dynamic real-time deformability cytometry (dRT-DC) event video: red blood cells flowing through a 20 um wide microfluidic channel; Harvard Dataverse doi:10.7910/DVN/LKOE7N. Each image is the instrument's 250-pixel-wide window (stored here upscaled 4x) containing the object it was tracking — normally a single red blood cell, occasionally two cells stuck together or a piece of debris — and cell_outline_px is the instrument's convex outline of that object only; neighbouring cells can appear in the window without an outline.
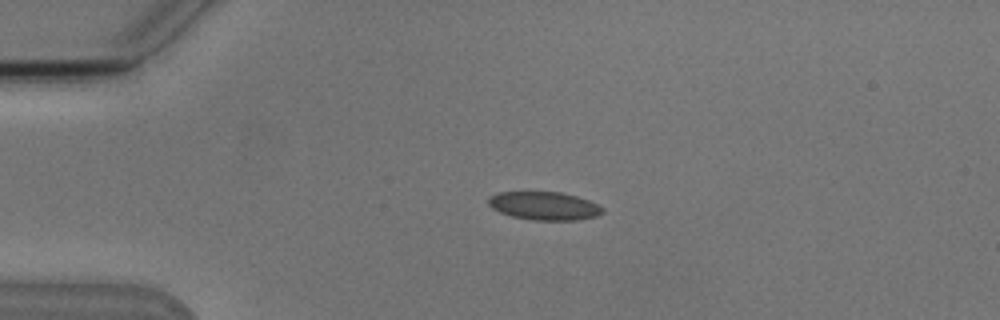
{"species": "Egyptian fruit bat (a non-hibernating species)", "species_latin": "Rousettus aegyptiacus", "temperature_condition": "cold", "stored_images_in_passage": 4, "camera_frame_rate_fps": 3000, "um_per_image_px": 0.085, "animal": {"sex": "male"}, "frame": {"image": 1, "passage_image": 3, "time_ms": 2.333, "image_size_px": [1000, 320], "cell_outline_px": [[604, 212], [596, 216], [580, 220], [532, 220], [512, 216], [500, 212], [492, 208], [488, 204], [488, 196], [500, 192], [560, 192], [576, 196], [588, 200], [604, 208]], "centroid_in_image_um": [46.25, 17.5], "position_along_channel_um": 38.7, "area_um2": 18.79}}